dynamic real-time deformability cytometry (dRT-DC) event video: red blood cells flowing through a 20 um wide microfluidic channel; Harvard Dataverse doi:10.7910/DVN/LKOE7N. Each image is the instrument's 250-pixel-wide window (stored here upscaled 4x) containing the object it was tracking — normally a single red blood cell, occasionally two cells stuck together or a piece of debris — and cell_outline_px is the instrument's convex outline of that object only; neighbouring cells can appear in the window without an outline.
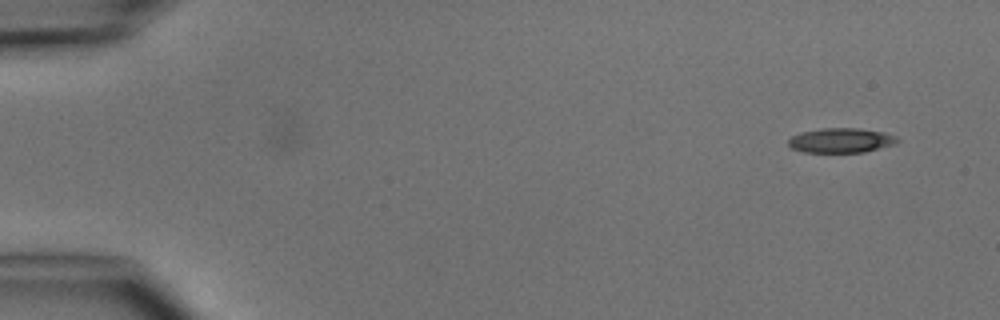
{"species": "common noctule bat (a hibernating species)", "species_latin": "Nyctalus noctula", "temperature_condition": "cold", "stored_images_in_passage": 4, "camera_frame_rate_fps": 3000, "um_per_image_px": 0.085, "animal": {"sex": "male", "body_mass_g": 15.6}, "frame": {"image": 1, "passage_image": 1, "time_ms": 0.0, "image_size_px": [1000, 320], "cell_outline_px": [[900, 140], [896, 144], [864, 152], [804, 152], [792, 148], [788, 144], [788, 140], [792, 136], [800, 132], [820, 128], [856, 128], [884, 132], [896, 136]], "centroid_in_image_um": [71.5, 11.93], "position_along_channel_um": 13.5, "area_um2": 15.72}}